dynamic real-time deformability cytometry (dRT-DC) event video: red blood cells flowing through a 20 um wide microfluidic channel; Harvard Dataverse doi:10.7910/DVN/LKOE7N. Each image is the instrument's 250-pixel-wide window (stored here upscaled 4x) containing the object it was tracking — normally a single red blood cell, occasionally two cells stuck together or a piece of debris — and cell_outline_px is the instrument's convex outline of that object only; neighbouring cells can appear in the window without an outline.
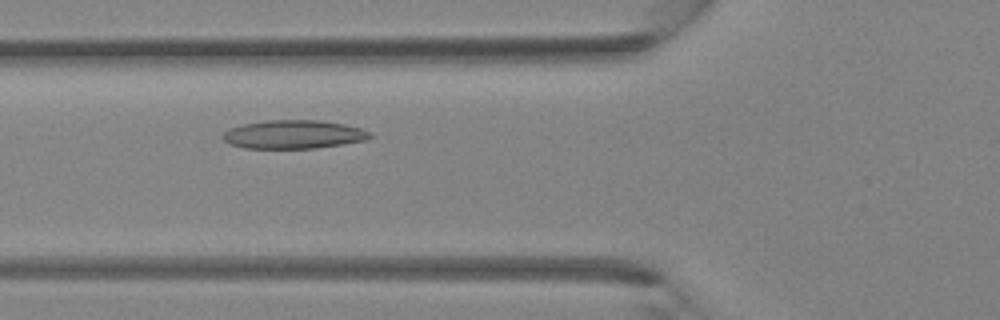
{"species": "Egyptian fruit bat (a non-hibernating species)", "species_latin": "Rousettus aegyptiacus", "temperature_condition": "room temperature", "stored_images_in_passage": 4, "camera_frame_rate_fps": 3000, "um_per_image_px": 0.085, "animal": {"sex": "female"}, "frame": {"image": 1, "passage_image": 4, "time_ms": 3.333, "image_size_px": [1000, 320], "cell_outline_px": [[372, 136], [364, 140], [316, 148], [244, 148], [228, 144], [224, 140], [224, 132], [232, 128], [244, 124], [268, 120], [320, 120], [344, 124], [360, 128], [372, 132]], "centroid_in_image_um": [24.96, 11.42], "position_along_channel_um": 100.8, "area_um2": 24.22}}